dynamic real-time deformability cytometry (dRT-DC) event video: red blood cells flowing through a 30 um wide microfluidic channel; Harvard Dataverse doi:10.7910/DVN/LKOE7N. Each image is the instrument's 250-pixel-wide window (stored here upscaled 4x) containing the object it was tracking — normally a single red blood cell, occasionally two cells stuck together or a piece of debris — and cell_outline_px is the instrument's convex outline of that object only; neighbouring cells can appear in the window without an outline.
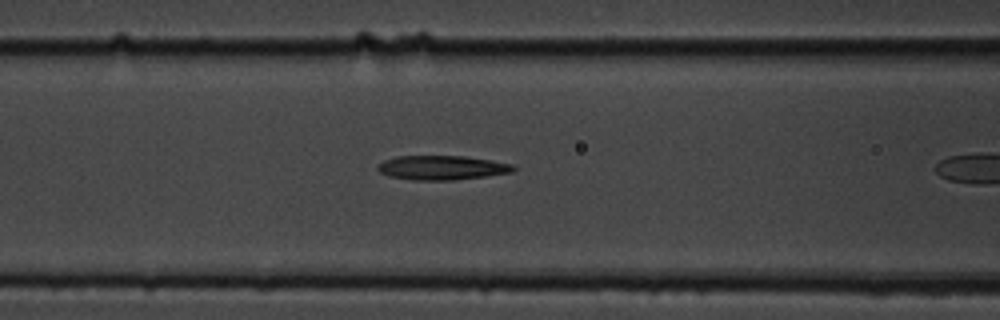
{"species": "common noctule bat (a hibernating species)", "species_latin": "Nyctalus noctula", "temperature_condition": "cold", "stored_images_in_passage": 16, "camera_frame_rate_fps": 3000, "um_per_image_px": 0.085, "animal": {"sex": "male", "body_mass_g": 19.5, "forearm_length_mm": 54.6}, "frame": {"image": 1, "passage_image": 12, "time_ms": 3.667, "image_size_px": [1000, 320], "cell_outline_px": [[516, 168], [512, 172], [456, 180], [412, 180], [388, 176], [380, 172], [376, 168], [384, 160], [396, 156], [464, 156], [516, 164]], "centroid_in_image_um": [37.57, 14.25], "position_along_channel_um": 129.0, "area_um2": 19.25}}